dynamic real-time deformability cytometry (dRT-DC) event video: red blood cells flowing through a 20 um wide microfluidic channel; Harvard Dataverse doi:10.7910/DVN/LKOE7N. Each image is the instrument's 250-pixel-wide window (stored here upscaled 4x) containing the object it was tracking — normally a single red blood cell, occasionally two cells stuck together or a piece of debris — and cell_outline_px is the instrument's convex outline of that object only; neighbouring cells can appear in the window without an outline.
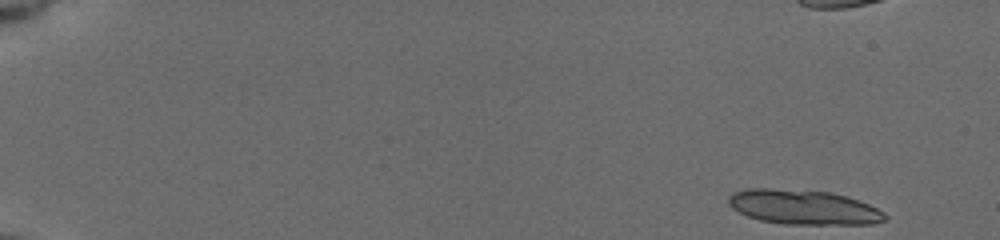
{"species": "common noctule bat (a hibernating species)", "species_latin": "Nyctalus noctula", "temperature_condition": "cold", "stored_images_in_passage": 17, "camera_frame_rate_fps": 3000, "um_per_image_px": 0.085, "animal": {"sex": "female", "body_mass_g": 19.5, "forearm_length_mm": 54.1}, "frame": {"image": 1, "passage_image": 1, "time_ms": 0.0, "image_size_px": [1000, 240], "cell_outline_px": [[888, 216], [884, 220], [872, 224], [784, 224], [760, 220], [748, 216], [732, 208], [728, 204], [728, 196], [732, 192], [748, 188], [768, 188], [828, 192], [848, 196], [868, 204], [884, 212]], "centroid_in_image_um": [68.28, 17.61], "position_along_channel_um": 16.7, "area_um2": 31.56}}